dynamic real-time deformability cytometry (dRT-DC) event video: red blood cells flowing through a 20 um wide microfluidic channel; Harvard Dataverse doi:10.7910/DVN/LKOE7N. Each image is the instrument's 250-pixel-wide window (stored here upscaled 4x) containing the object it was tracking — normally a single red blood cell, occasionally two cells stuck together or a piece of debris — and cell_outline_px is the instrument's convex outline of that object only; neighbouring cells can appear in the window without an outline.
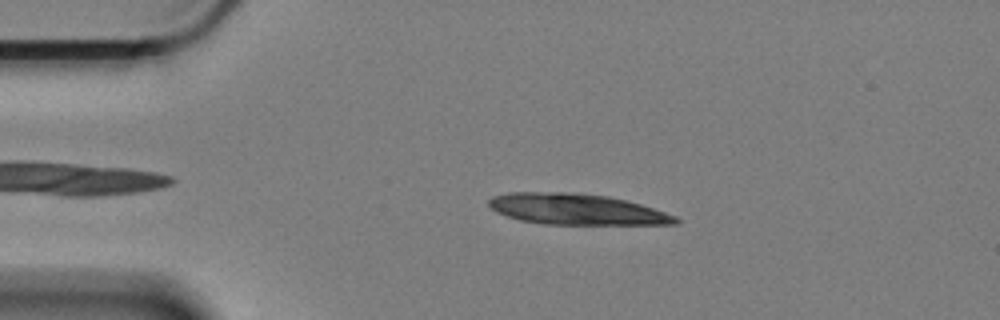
{"species": "Egyptian fruit bat (a non-hibernating species)", "species_latin": "Rousettus aegyptiacus", "temperature_condition": "cold", "stored_images_in_passage": 30, "segment_of_instrument_passage": [1, 2], "camera_frame_rate_fps": 3000, "um_per_image_px": 0.085, "animal": {"sex": "female"}, "frame": {"image": 1, "passage_image": 7, "time_ms": 2.0, "image_size_px": [1000, 320], "cell_outline_px": [[680, 220], [676, 224], [544, 224], [520, 220], [496, 212], [488, 204], [488, 200], [492, 196], [512, 192], [564, 192], [608, 196], [640, 204], [676, 216]], "centroid_in_image_um": [48.97, 17.79], "position_along_channel_um": 36.0, "area_um2": 33.29}}